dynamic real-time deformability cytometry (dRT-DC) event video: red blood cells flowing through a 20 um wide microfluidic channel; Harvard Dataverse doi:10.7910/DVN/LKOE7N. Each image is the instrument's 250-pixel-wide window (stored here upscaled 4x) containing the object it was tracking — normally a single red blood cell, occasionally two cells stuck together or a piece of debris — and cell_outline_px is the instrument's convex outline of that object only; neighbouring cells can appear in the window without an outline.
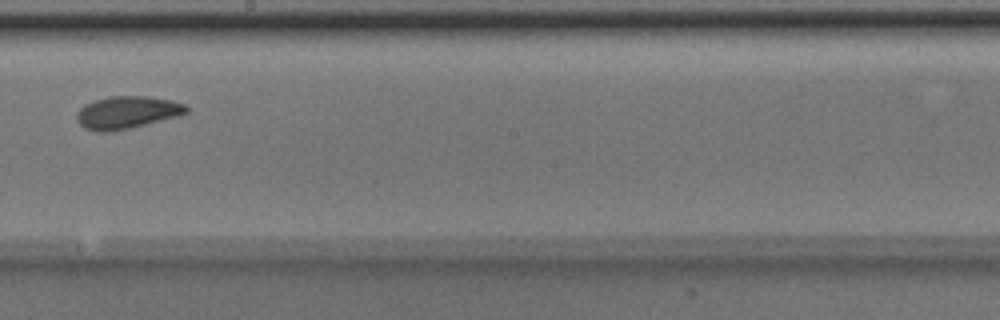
{"species": "Egyptian fruit bat (a non-hibernating species)", "species_latin": "Rousettus aegyptiacus", "temperature_condition": "room temperature", "stored_images_in_passage": 5, "camera_frame_rate_fps": 3000, "um_per_image_px": 0.085, "animal": {"sex": "male"}, "frame": {"image": 1, "passage_image": 5, "time_ms": 1.333, "image_size_px": [1000, 320], "cell_outline_px": [[188, 112], [180, 116], [132, 128], [108, 132], [92, 132], [84, 128], [76, 120], [76, 112], [84, 104], [108, 96], [148, 96], [172, 100], [184, 104], [188, 108]], "centroid_in_image_um": [10.78, 9.57], "position_along_channel_um": 237.4, "area_um2": 21.15}}